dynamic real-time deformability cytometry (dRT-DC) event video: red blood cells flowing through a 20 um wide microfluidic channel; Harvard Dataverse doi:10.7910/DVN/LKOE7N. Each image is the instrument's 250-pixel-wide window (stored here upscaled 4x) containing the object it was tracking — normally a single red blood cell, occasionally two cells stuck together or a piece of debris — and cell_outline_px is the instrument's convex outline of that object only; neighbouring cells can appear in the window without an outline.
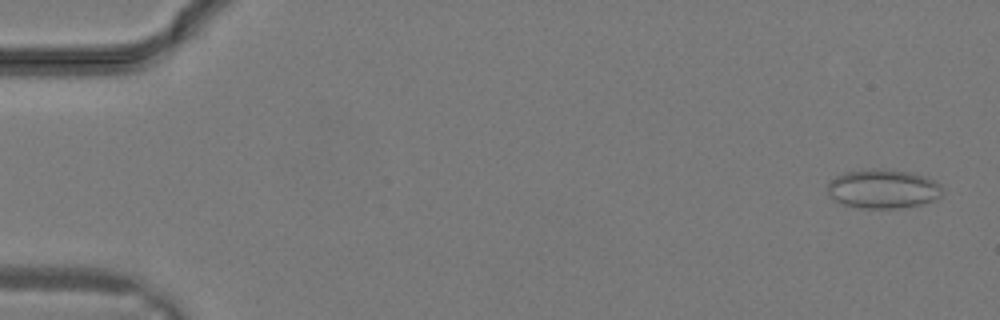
{"species": "common noctule bat (a hibernating species)", "species_latin": "Nyctalus noctula", "temperature_condition": "warm", "stored_images_in_passage": 8, "camera_frame_rate_fps": 3000, "um_per_image_px": 0.085, "animal": {"sex": "male", "body_mass_g": 19.2, "forearm_length_mm": 51.8}, "frame": {"image": 1, "passage_image": 2, "time_ms": 0.333, "image_size_px": [1000, 320], "cell_outline_px": [[940, 200], [900, 208], [856, 208], [832, 200], [828, 192], [828, 184], [836, 176], [848, 172], [872, 168], [876, 168], [912, 172], [936, 180], [940, 184]], "centroid_in_image_um": [75.07, 16.06], "position_along_channel_um": 9.9, "area_um2": 26.3}}